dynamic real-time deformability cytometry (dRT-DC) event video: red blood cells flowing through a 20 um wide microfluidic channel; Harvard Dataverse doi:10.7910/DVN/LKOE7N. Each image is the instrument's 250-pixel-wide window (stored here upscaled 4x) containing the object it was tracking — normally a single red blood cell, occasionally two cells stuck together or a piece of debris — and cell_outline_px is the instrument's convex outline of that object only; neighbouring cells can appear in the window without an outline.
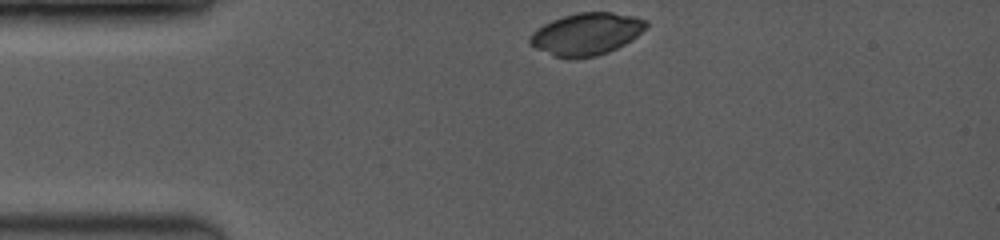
{"species": "common noctule bat (a hibernating species)", "species_latin": "Nyctalus noctula", "temperature_condition": "room temperature", "stored_images_in_passage": 2, "camera_frame_rate_fps": 3500, "um_per_image_px": 0.085, "animal": {"sex": "female", "body_mass_g": 19.0, "forearm_length_mm": 53.3}, "frame": {"image": 1, "passage_image": 1, "time_ms": 0.0, "image_size_px": [1000, 240], "cell_outline_px": [[648, 24], [636, 36], [624, 44], [608, 52], [596, 56], [572, 60], [568, 60], [552, 56], [536, 48], [528, 40], [532, 32], [536, 28], [552, 20], [564, 16], [580, 12], [612, 12], [632, 16], [648, 20]], "centroid_in_image_um": [49.81, 2.91], "position_along_channel_um": 35.2, "area_um2": 28.61}}